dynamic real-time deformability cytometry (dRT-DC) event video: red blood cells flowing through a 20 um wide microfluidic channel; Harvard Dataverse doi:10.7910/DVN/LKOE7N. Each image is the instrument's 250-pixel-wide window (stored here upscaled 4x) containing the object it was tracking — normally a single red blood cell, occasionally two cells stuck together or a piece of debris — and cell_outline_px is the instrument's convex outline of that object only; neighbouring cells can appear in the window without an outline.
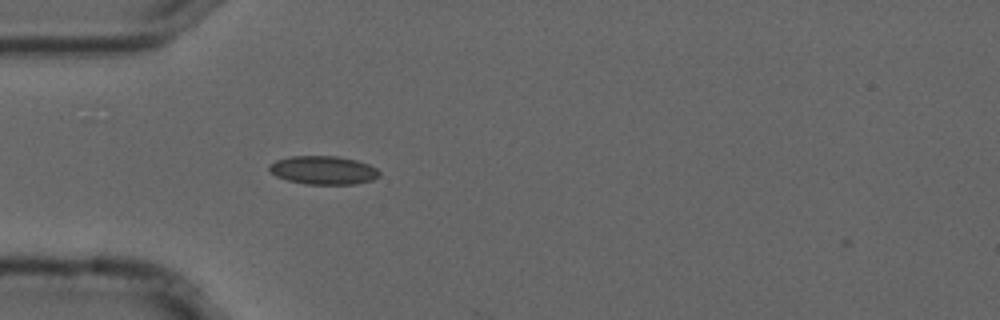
{"species": "common noctule bat (a hibernating species)", "species_latin": "Nyctalus noctula", "temperature_condition": "cold", "stored_images_in_passage": 2, "camera_frame_rate_fps": 3000, "um_per_image_px": 0.085, "animal": {"sex": "male", "forearm_length_mm": 52.5}, "frame": {"image": 1, "passage_image": 1, "time_ms": 0.0, "image_size_px": [1000, 320], "cell_outline_px": [[380, 176], [372, 180], [356, 184], [304, 184], [288, 180], [276, 176], [268, 168], [268, 164], [276, 160], [292, 156], [336, 156], [356, 160], [368, 164], [376, 168], [380, 172]], "centroid_in_image_um": [27.49, 14.47], "position_along_channel_um": 57.5, "area_um2": 18.26}}